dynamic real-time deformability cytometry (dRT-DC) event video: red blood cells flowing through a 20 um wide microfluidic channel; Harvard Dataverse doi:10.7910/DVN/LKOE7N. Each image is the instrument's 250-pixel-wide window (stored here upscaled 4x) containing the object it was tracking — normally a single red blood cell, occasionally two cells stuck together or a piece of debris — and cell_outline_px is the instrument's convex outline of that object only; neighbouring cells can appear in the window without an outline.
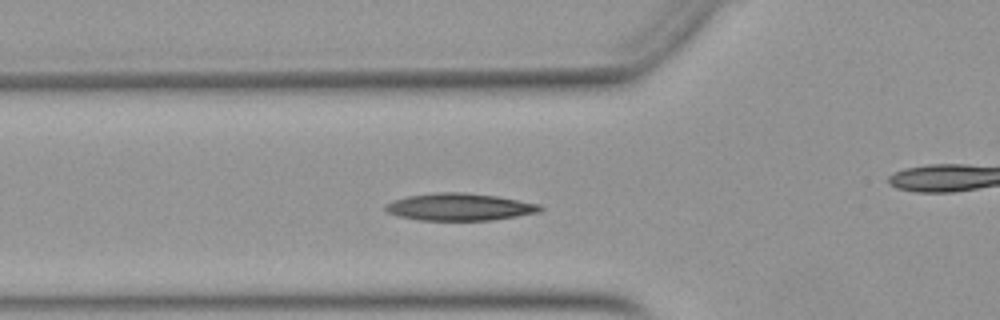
{"species": "Egyptian fruit bat (a non-hibernating species)", "species_latin": "Rousettus aegyptiacus", "temperature_condition": "warm", "stored_images_in_passage": 40, "camera_frame_rate_fps": 3000, "um_per_image_px": 0.085, "animal": {"sex": "female"}, "frame": {"image": 1, "passage_image": 12, "time_ms": 3.667, "image_size_px": [1000, 320], "cell_outline_px": [[544, 208], [540, 212], [492, 220], [420, 220], [400, 216], [388, 212], [384, 208], [384, 204], [392, 200], [408, 196], [436, 192], [464, 192], [496, 196], [540, 204]], "centroid_in_image_um": [39.06, 17.58], "position_along_channel_um": 86.7, "area_um2": 24.51}}
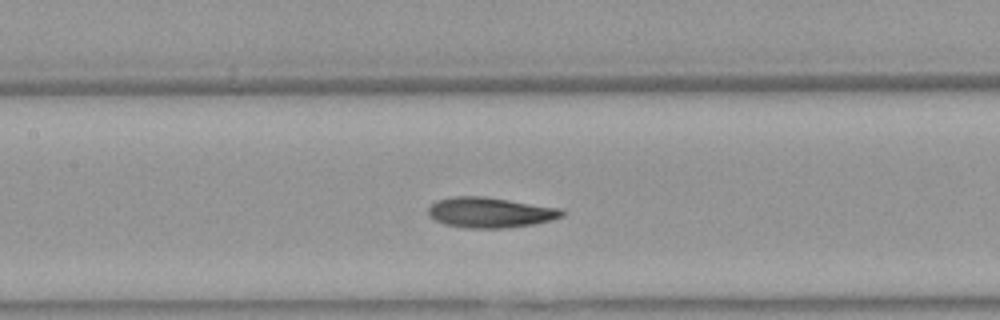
{"frame": {"image": 2, "passage_image": 18, "time_ms": 5.667, "image_size_px": [1000, 320], "cell_outline_px": [[564, 216], [536, 224], [508, 228], [464, 228], [444, 224], [436, 220], [428, 212], [428, 208], [436, 200], [452, 196], [480, 196], [560, 208], [564, 212]], "centroid_in_image_um": [41.65, 18.07], "position_along_channel_um": 165.7, "area_um2": 23.52}}
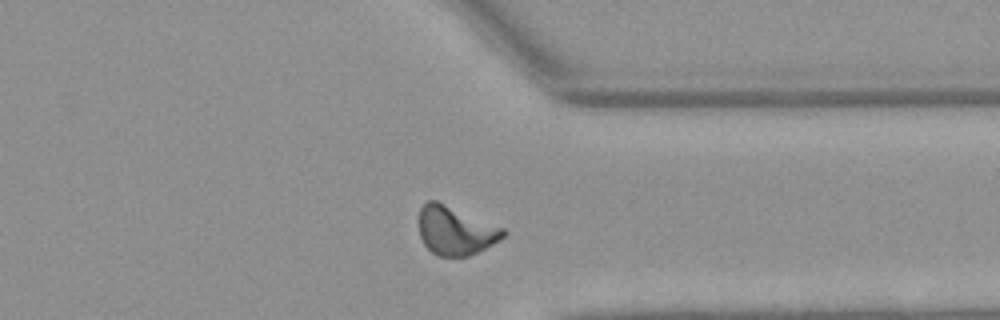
{"frame": {"image": 3, "passage_image": 34, "time_ms": 11.0, "image_size_px": [1000, 320], "cell_outline_px": [[508, 232], [504, 236], [492, 244], [468, 256], [440, 256], [432, 252], [424, 244], [420, 236], [420, 208], [428, 200], [436, 200], [504, 228]], "centroid_in_image_um": [38.71, 19.59], "position_along_channel_um": 372.7, "area_um2": 23.52}, "authors_computed_cell_mechanics": {"area_um2": 23.2067, "velocity_mm_per_s": 3.9311, "shape_relaxation_time_tau1_ms": 5.9879, "shape_relaxation_time_tau2_ms": 2.5598, "deformation_change_tau1": 0.2404, "deformation_change_tau2": 0.0841}}